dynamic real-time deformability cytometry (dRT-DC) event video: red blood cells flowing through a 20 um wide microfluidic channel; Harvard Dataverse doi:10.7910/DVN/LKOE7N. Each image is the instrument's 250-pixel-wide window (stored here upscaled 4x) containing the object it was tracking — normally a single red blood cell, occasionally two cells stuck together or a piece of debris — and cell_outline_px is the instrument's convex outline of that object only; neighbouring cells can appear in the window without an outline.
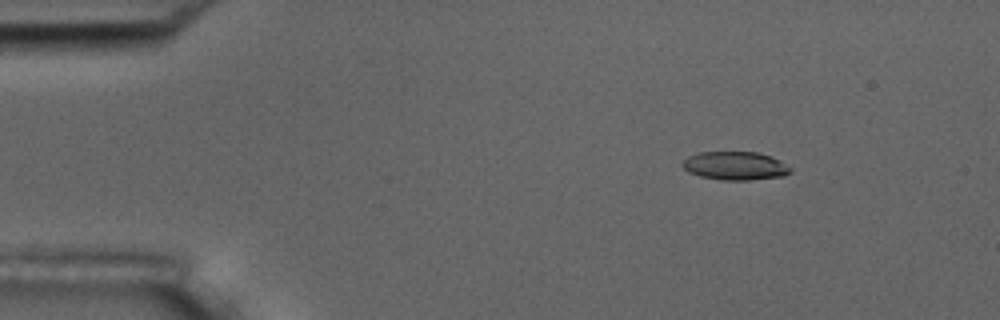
{"species": "common noctule bat (a hibernating species)", "species_latin": "Nyctalus noctula", "temperature_condition": "room temperature", "stored_images_in_passage": 3, "camera_frame_rate_fps": 3000, "um_per_image_px": 0.085, "animal": {"sex": "male", "body_mass_g": 17.5, "forearm_length_mm": 52.3}, "frame": {"image": 1, "passage_image": 1, "time_ms": 0.0, "image_size_px": [1000, 320], "cell_outline_px": [[792, 172], [784, 176], [748, 180], [724, 180], [700, 176], [688, 172], [680, 164], [688, 156], [700, 152], [756, 152], [772, 156], [792, 168]], "centroid_in_image_um": [62.5, 14.09], "position_along_channel_um": 22.5, "area_um2": 17.92}}